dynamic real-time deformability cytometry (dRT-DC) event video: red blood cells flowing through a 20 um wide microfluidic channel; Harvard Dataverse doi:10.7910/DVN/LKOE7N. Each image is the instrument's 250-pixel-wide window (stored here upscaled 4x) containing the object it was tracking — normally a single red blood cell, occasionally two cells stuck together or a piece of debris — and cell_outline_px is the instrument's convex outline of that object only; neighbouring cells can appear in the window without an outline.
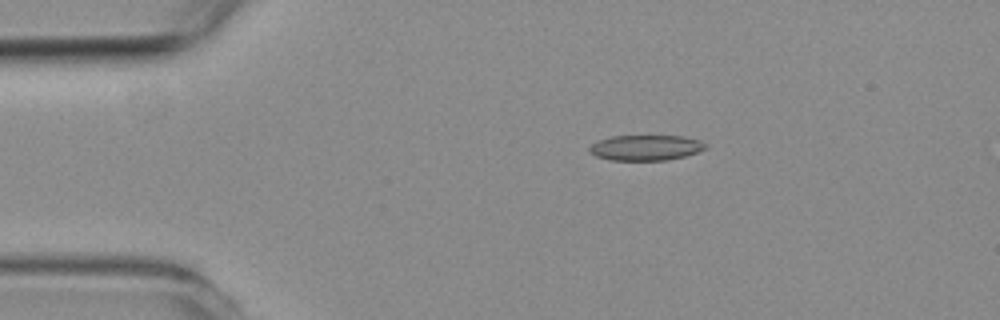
{"species": "common noctule bat (a hibernating species)", "species_latin": "Nyctalus noctula", "temperature_condition": "room temperature", "stored_images_in_passage": 7, "camera_frame_rate_fps": 3000, "um_per_image_px": 0.085, "animal": {"sex": "female", "body_mass_g": 19.3, "forearm_length_mm": 54.1}, "frame": {"image": 1, "passage_image": 3, "time_ms": 2.333, "image_size_px": [1000, 320], "cell_outline_px": [[708, 148], [684, 156], [668, 160], [608, 160], [596, 156], [588, 152], [588, 148], [592, 144], [600, 140], [612, 136], [684, 136], [700, 140], [708, 144]], "centroid_in_image_um": [54.9, 12.55], "position_along_channel_um": 30.1, "area_um2": 17.28}}
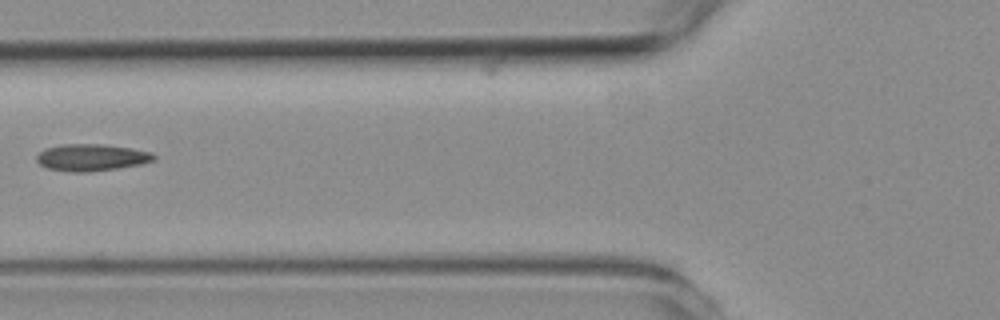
{"frame": {"image": 2, "passage_image": 6, "time_ms": 6.0, "image_size_px": [1000, 320], "cell_outline_px": [[156, 160], [140, 164], [116, 168], [84, 172], [72, 172], [48, 168], [40, 164], [36, 160], [36, 156], [44, 148], [60, 144], [104, 144], [132, 148], [152, 152], [156, 156]], "centroid_in_image_um": [7.78, 13.37], "position_along_channel_um": 118.0, "area_um2": 18.38}}
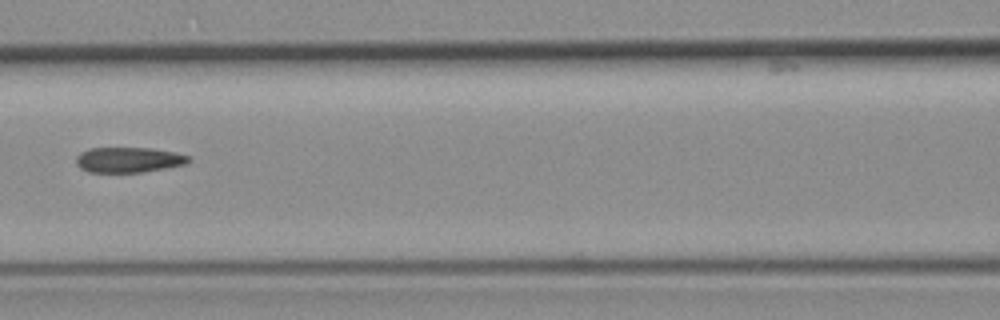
{"frame": {"image": 3, "passage_image": 7, "time_ms": 7.0, "image_size_px": [1000, 320], "cell_outline_px": [[192, 160], [188, 164], [140, 172], [88, 172], [80, 168], [76, 164], [76, 156], [80, 152], [88, 148], [152, 148], [176, 152], [188, 156]], "centroid_in_image_um": [10.93, 13.58], "position_along_channel_um": 155.7, "area_um2": 16.7}}